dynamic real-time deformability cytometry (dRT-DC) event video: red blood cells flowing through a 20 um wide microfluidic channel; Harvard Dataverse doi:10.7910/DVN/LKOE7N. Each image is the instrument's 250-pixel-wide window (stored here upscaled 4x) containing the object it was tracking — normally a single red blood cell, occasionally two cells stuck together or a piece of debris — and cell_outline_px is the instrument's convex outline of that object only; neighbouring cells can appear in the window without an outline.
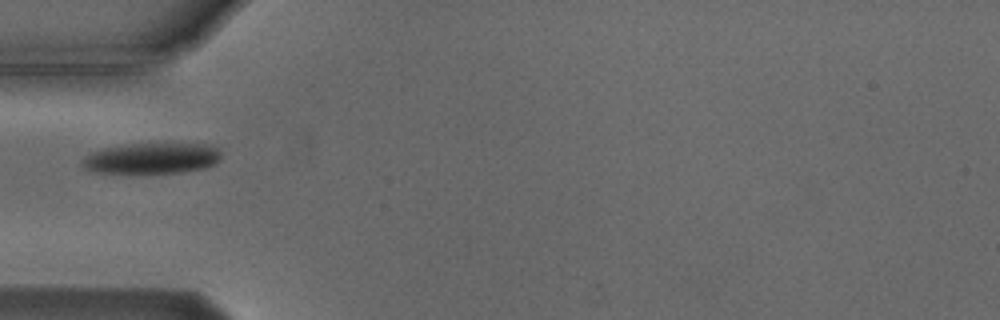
{"species": "Egyptian fruit bat (a non-hibernating species)", "species_latin": "Rousettus aegyptiacus", "temperature_condition": "cold", "stored_images_in_passage": 8, "camera_frame_rate_fps": 3000, "um_per_image_px": 0.085, "animal": {"sex": "male"}, "frame": {"image": 1, "passage_image": 5, "time_ms": 5.667, "image_size_px": [1000, 320], "cell_outline_px": [[220, 160], [216, 164], [204, 168], [184, 172], [96, 172], [84, 168], [80, 164], [80, 160], [88, 152], [104, 148], [128, 144], [208, 144], [216, 148], [220, 152]], "centroid_in_image_um": [12.87, 13.45], "position_along_channel_um": 72.1, "area_um2": 24.85}}
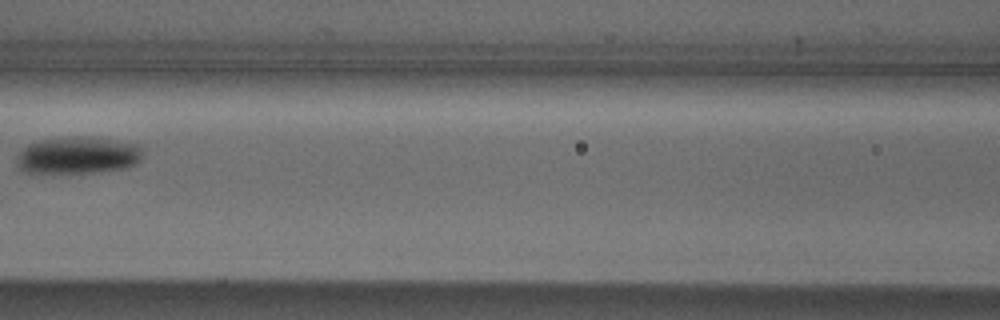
{"frame": {"image": 2, "passage_image": 7, "time_ms": 8.0, "image_size_px": [1000, 320], "cell_outline_px": [[140, 160], [136, 164], [124, 168], [92, 172], [36, 176], [20, 168], [16, 164], [16, 160], [20, 152], [28, 144], [36, 140], [76, 136], [92, 136], [140, 144]], "centroid_in_image_um": [6.55, 13.22], "position_along_channel_um": 160.1, "area_um2": 28.03}}
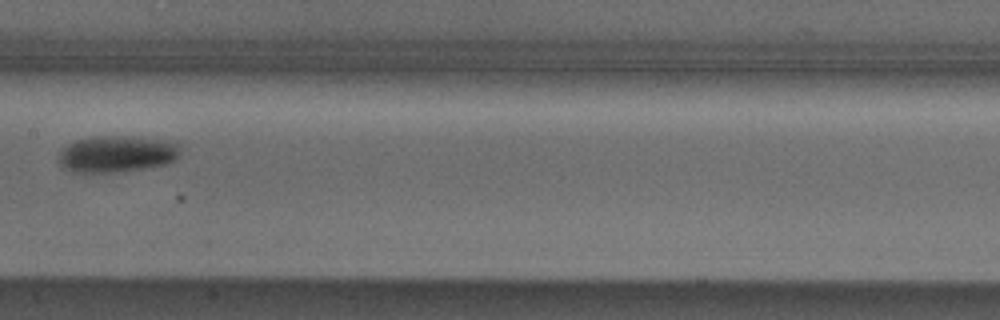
{"frame": {"image": 3, "passage_image": 8, "time_ms": 9.0, "image_size_px": [1000, 320], "cell_outline_px": [[180, 156], [176, 160], [168, 164], [144, 168], [112, 172], [72, 172], [64, 168], [60, 164], [60, 152], [68, 144], [76, 140], [88, 136], [124, 136], [176, 140], [180, 144]], "centroid_in_image_um": [10.01, 13.06], "position_along_channel_um": 197.4, "area_um2": 26.3}}